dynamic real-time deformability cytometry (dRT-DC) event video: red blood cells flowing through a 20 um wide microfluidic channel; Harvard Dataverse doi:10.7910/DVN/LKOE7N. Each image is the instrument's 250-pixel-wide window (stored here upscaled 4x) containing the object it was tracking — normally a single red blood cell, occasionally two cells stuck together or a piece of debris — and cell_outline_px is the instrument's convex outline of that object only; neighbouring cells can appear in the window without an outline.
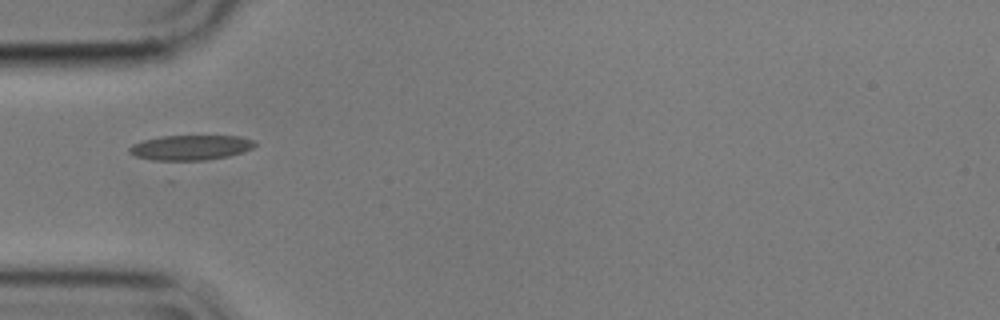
{"species": "common noctule bat (a hibernating species)", "species_latin": "Nyctalus noctula", "temperature_condition": "cold", "stored_images_in_passage": 39, "camera_frame_rate_fps": 3000, "um_per_image_px": 0.085, "animal": {"sex": "male", "body_mass_g": 17.9}, "frame": {"image": 1, "passage_image": 1, "time_ms": 0.0, "image_size_px": [1000, 320], "cell_outline_px": [[256, 144], [252, 148], [244, 152], [228, 156], [204, 160], [172, 164], [168, 164], [136, 156], [128, 152], [128, 148], [132, 144], [144, 140], [160, 136], [240, 136], [256, 140]], "centroid_in_image_um": [16.16, 12.58], "position_along_channel_um": 68.8, "area_um2": 19.13}}
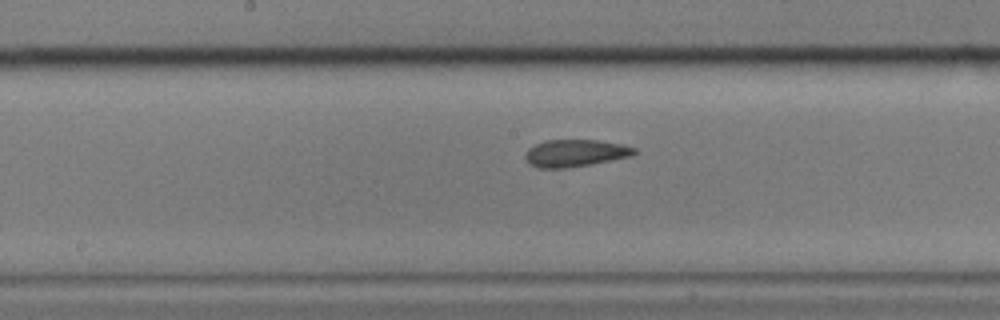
{"frame": {"image": 2, "passage_image": 12, "time_ms": 3.667, "image_size_px": [1000, 320], "cell_outline_px": [[636, 152], [632, 156], [592, 164], [564, 168], [540, 168], [524, 160], [524, 156], [528, 148], [544, 140], [600, 140], [624, 144], [636, 148]], "centroid_in_image_um": [48.91, 13.0], "position_along_channel_um": 199.3, "area_um2": 17.4}}
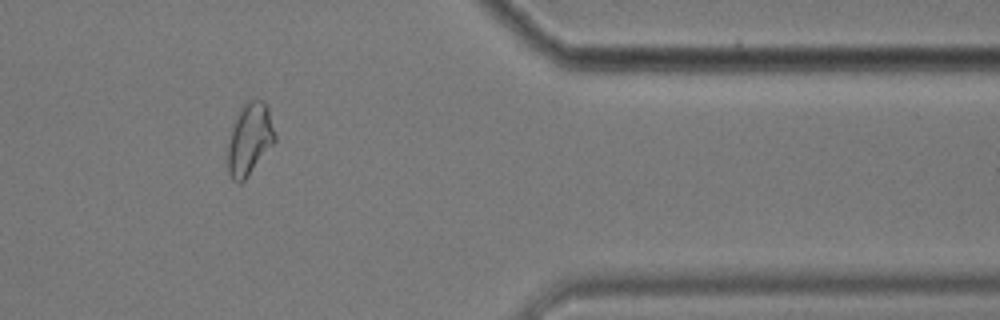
{"frame": {"image": 3, "passage_image": 30, "time_ms": 9.667, "image_size_px": [1000, 320], "cell_outline_px": [[276, 140], [248, 176], [240, 184], [236, 184], [232, 180], [228, 172], [228, 144], [232, 124], [244, 100], [256, 96], [268, 104], [276, 136]], "centroid_in_image_um": [21.22, 11.75], "position_along_channel_um": 390.2, "area_um2": 20.35}, "authors_computed_cell_mechanics": {"area_um2": 18.1492, "velocity_mm_per_s": 3.5435, "shape_relaxation_time_tau1_ms": null, "shape_relaxation_time_tau2_ms": 1.8862, "deformation_change_tau1": null, "deformation_change_tau2": 0.0653}}